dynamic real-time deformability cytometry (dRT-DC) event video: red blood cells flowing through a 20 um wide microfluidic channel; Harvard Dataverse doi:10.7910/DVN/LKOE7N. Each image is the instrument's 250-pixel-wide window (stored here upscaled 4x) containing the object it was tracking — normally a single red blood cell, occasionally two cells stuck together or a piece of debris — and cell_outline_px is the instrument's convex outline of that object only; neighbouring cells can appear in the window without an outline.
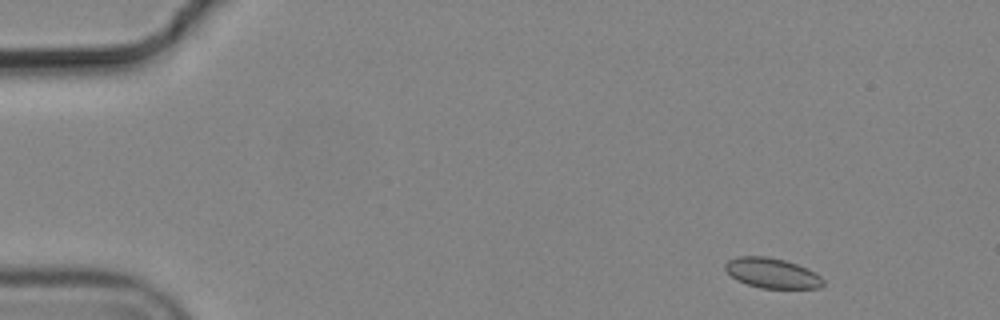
{"species": "common noctule bat (a hibernating species)", "species_latin": "Nyctalus noctula", "temperature_condition": "cold", "stored_images_in_passage": 4, "camera_frame_rate_fps": 3000, "um_per_image_px": 0.085, "animal": {"sex": "male", "body_mass_g": 19.2, "forearm_length_mm": 51.8}, "frame": {"image": 1, "passage_image": 1, "time_ms": 0.0, "image_size_px": [1000, 320], "cell_outline_px": [[824, 284], [820, 288], [760, 288], [736, 280], [724, 268], [724, 264], [728, 260], [740, 256], [764, 256], [784, 260], [808, 268], [820, 276], [824, 280]], "centroid_in_image_um": [65.63, 23.21], "position_along_channel_um": 19.4, "area_um2": 17.11}}
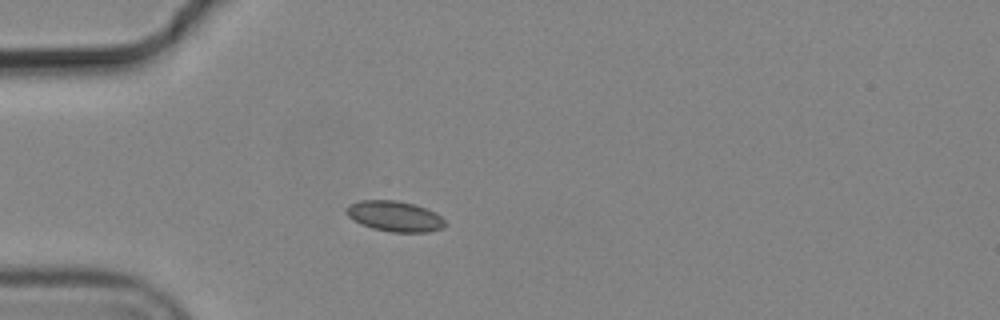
{"frame": {"image": 2, "passage_image": 3, "time_ms": 0.667, "image_size_px": [1000, 320], "cell_outline_px": [[448, 224], [444, 228], [428, 232], [392, 232], [372, 228], [360, 224], [352, 220], [344, 212], [344, 208], [348, 204], [360, 200], [396, 200], [416, 204], [436, 212]], "centroid_in_image_um": [33.53, 18.37], "position_along_channel_um": 51.5, "area_um2": 17.98}}